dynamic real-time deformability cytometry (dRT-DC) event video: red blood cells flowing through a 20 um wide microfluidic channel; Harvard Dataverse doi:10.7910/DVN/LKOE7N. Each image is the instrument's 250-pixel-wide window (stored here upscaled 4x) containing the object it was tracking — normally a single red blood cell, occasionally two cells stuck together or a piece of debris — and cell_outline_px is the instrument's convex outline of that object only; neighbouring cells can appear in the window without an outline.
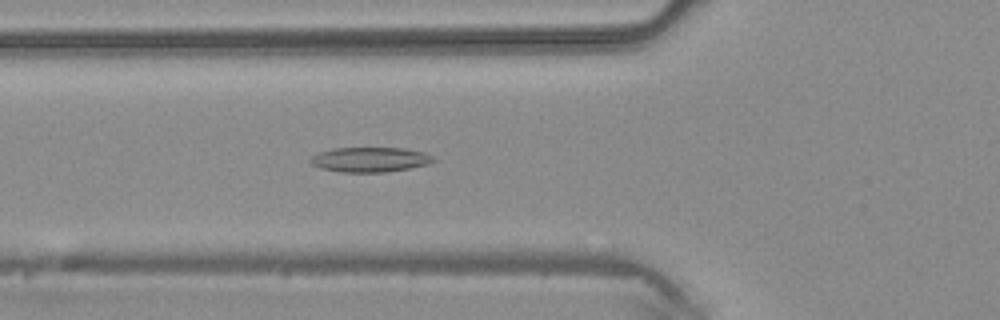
{"species": "common noctule bat (a hibernating species)", "species_latin": "Nyctalus noctula", "temperature_condition": "warm", "stored_images_in_passage": 47, "camera_frame_rate_fps": 3000, "um_per_image_px": 0.085, "animal": {"sex": "male", "body_mass_g": 20.4}, "frame": {"image": 1, "passage_image": 17, "time_ms": 5.333, "image_size_px": [1000, 320], "cell_outline_px": [[436, 160], [428, 164], [408, 168], [384, 172], [340, 172], [320, 168], [312, 164], [308, 160], [312, 156], [320, 152], [332, 148], [404, 148], [424, 152], [432, 156]], "centroid_in_image_um": [31.43, 13.56], "position_along_channel_um": 94.4, "area_um2": 17.74}}
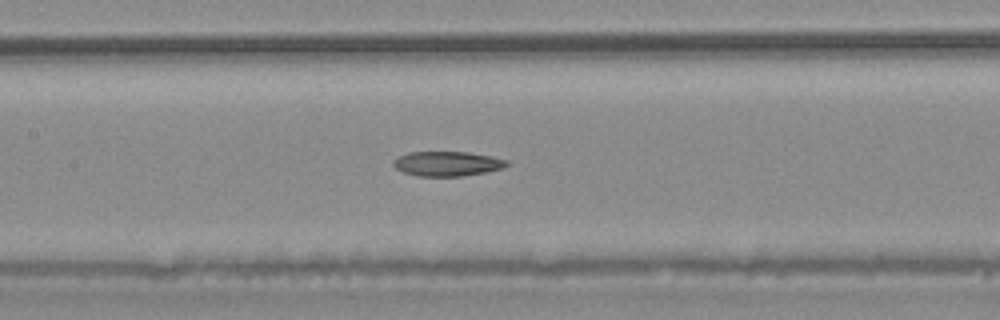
{"frame": {"image": 2, "passage_image": 22, "time_ms": 7.0, "image_size_px": [1000, 320], "cell_outline_px": [[508, 164], [504, 168], [484, 172], [460, 176], [416, 176], [404, 172], [396, 168], [392, 164], [400, 156], [408, 152], [468, 152], [492, 156], [508, 160]], "centroid_in_image_um": [38.04, 13.91], "position_along_channel_um": 169.4, "area_um2": 16.18}}
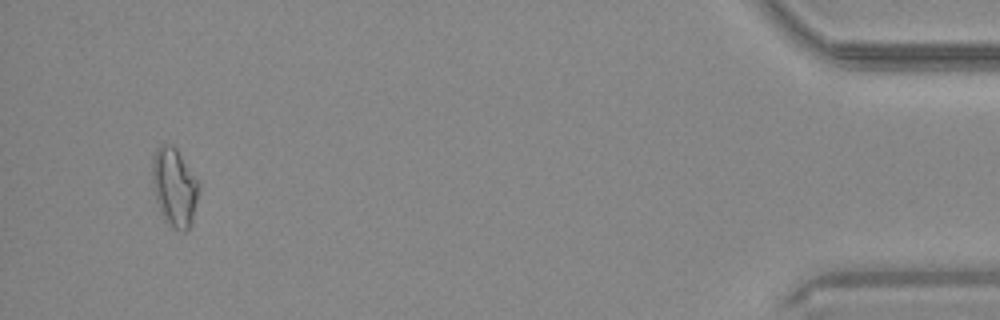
{"frame": {"image": 3, "passage_image": 44, "time_ms": 14.333, "image_size_px": [1000, 320], "cell_outline_px": [[200, 184], [192, 220], [188, 228], [184, 232], [172, 228], [164, 220], [160, 212], [152, 188], [152, 156], [156, 148], [160, 144], [172, 144], [176, 148], [200, 180]], "centroid_in_image_um": [14.81, 15.87], "position_along_channel_um": 420.4, "area_um2": 21.73}}